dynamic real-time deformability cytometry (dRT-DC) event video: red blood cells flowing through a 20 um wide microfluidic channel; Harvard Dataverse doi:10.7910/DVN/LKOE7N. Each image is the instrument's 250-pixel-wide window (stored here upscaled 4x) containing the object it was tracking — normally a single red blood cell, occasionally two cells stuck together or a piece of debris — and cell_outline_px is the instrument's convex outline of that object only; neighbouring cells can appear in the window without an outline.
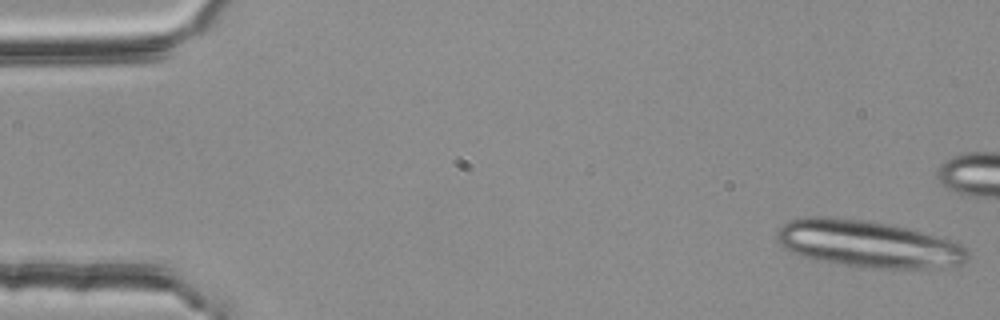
{"species": "common noctule bat (a hibernating species)", "species_latin": "Nyctalus noctula", "temperature_condition": "room temperature", "stored_images_in_passage": 15, "camera_frame_rate_fps": 3000, "um_per_image_px": 0.085, "animal": {"sex": "female", "body_mass_g": 25.1}, "frame": {"image": 1, "passage_image": 1, "time_ms": 0.0, "image_size_px": [1000, 320], "cell_outline_px": [[972, 256], [964, 264], [940, 268], [856, 268], [812, 260], [788, 252], [780, 244], [776, 236], [776, 232], [784, 224], [792, 220], [804, 216], [836, 216], [868, 220], [892, 224], [908, 228], [936, 236], [960, 244], [968, 248]], "centroid_in_image_um": [73.78, 20.75], "position_along_channel_um": 11.2, "area_um2": 53.47}}